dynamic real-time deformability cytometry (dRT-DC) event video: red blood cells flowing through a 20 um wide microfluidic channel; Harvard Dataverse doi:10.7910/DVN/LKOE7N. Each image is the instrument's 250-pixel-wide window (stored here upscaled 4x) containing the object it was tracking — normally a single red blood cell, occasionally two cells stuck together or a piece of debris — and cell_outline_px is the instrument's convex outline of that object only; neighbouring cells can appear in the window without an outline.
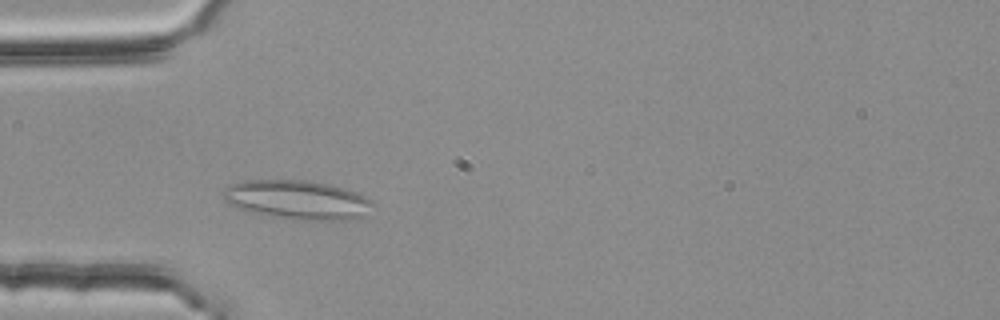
{"species": "common noctule bat (a hibernating species)", "species_latin": "Nyctalus noctula", "temperature_condition": "room temperature", "stored_images_in_passage": 5, "camera_frame_rate_fps": 3000, "um_per_image_px": 0.085, "animal": {"sex": "female", "body_mass_g": 25.1}, "frame": {"image": 1, "passage_image": 5, "time_ms": 1.333, "image_size_px": [1000, 320], "cell_outline_px": [[376, 204], [368, 216], [352, 220], [292, 220], [248, 212], [224, 200], [224, 192], [228, 184], [244, 180], [308, 180], [328, 184], [344, 188], [356, 192], [372, 200]], "centroid_in_image_um": [25.35, 17.0], "position_along_channel_um": 59.6, "area_um2": 34.62}}